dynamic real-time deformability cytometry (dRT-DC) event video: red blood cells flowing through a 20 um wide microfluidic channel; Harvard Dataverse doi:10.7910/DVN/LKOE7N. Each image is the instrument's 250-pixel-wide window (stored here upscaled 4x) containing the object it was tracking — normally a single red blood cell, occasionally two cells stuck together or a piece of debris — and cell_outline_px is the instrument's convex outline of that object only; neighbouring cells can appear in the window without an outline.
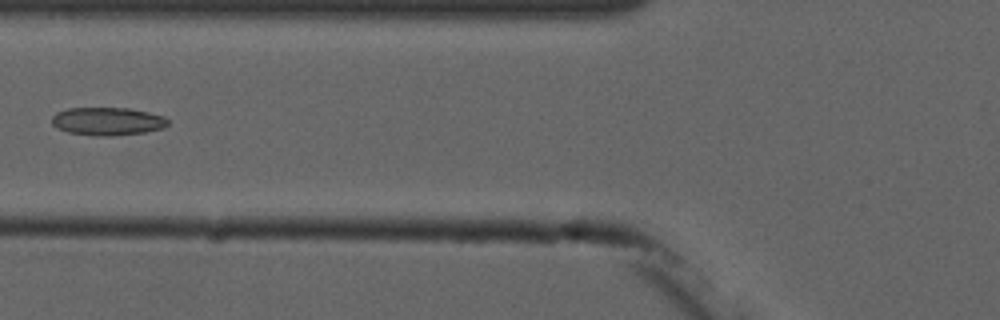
{"species": "common noctule bat (a hibernating species)", "species_latin": "Nyctalus noctula", "temperature_condition": "cold", "stored_images_in_passage": 6, "camera_frame_rate_fps": 3000, "um_per_image_px": 0.085, "animal": {"sex": "male", "forearm_length_mm": 52.5}, "frame": {"image": 1, "passage_image": 6, "time_ms": 6.667, "image_size_px": [1000, 320], "cell_outline_px": [[168, 124], [164, 128], [144, 132], [112, 136], [92, 136], [68, 132], [56, 128], [52, 124], [52, 116], [56, 112], [68, 108], [128, 108], [148, 112], [164, 116], [168, 120]], "centroid_in_image_um": [9.12, 10.31], "position_along_channel_um": 116.7, "area_um2": 19.07}}